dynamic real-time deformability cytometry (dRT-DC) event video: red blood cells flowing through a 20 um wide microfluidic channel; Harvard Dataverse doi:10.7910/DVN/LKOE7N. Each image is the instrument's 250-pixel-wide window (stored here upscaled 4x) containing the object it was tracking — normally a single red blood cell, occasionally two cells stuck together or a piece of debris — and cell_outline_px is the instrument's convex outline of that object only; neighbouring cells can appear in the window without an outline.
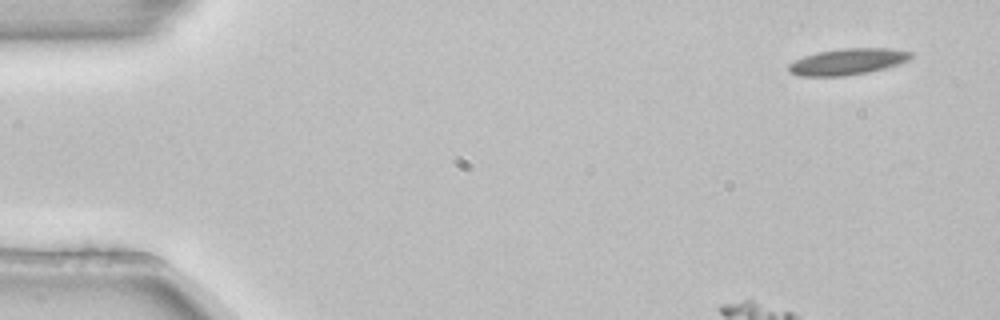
{"species": "common noctule bat (a hibernating species)", "species_latin": "Nyctalus noctula", "temperature_condition": "room temperature", "stored_images_in_passage": 6, "camera_frame_rate_fps": 3000, "um_per_image_px": 0.085, "animal": {"sex": "female", "body_mass_g": 22.7, "forearm_length_mm": 54.2}, "frame": {"image": 1, "passage_image": 1, "time_ms": 0.0, "image_size_px": [1000, 320], "cell_outline_px": [[916, 52], [912, 60], [900, 64], [868, 72], [844, 76], [800, 76], [788, 72], [788, 64], [804, 56], [820, 52], [844, 48], [892, 48]], "centroid_in_image_um": [72.14, 5.23], "position_along_channel_um": 12.9, "area_um2": 18.96}}
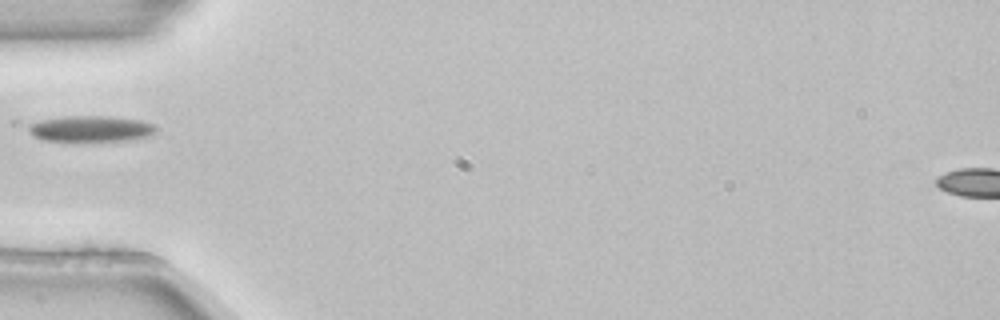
{"frame": {"image": 2, "passage_image": 5, "time_ms": 1.333, "image_size_px": [1000, 320], "cell_outline_px": [[156, 132], [152, 136], [128, 140], [44, 140], [32, 136], [28, 128], [28, 124], [40, 120], [64, 116], [108, 116], [140, 120], [156, 124]], "centroid_in_image_um": [7.75, 10.93], "position_along_channel_um": 77.2, "area_um2": 19.25}}